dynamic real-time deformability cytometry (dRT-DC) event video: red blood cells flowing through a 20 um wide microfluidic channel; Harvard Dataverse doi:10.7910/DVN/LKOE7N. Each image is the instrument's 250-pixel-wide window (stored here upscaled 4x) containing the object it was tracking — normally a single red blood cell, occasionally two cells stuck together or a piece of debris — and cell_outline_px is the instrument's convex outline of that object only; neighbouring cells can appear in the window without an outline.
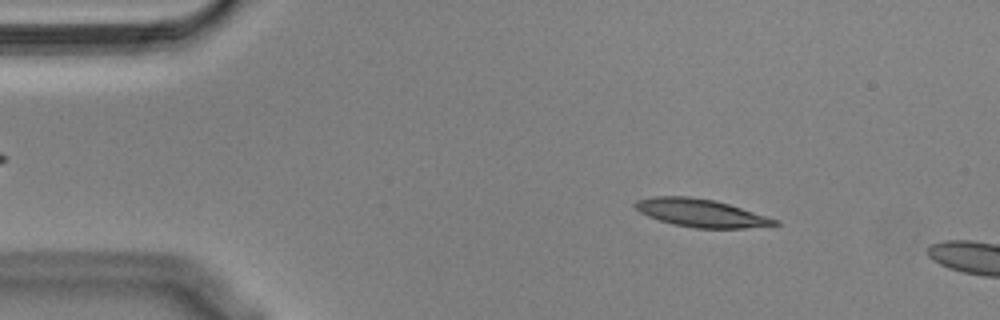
{"species": "Egyptian fruit bat (a non-hibernating species)", "species_latin": "Rousettus aegyptiacus", "temperature_condition": "cold", "stored_images_in_passage": 9, "camera_frame_rate_fps": 3000, "um_per_image_px": 0.085, "animal": {"sex": "male"}, "frame": {"image": 1, "passage_image": 4, "time_ms": 1.0, "image_size_px": [1000, 320], "cell_outline_px": [[780, 224], [744, 228], [696, 228], [672, 224], [648, 216], [640, 212], [632, 204], [636, 200], [652, 196], [688, 196], [716, 200], [780, 220]], "centroid_in_image_um": [59.56, 18.09], "position_along_channel_um": 25.4, "area_um2": 22.72}}